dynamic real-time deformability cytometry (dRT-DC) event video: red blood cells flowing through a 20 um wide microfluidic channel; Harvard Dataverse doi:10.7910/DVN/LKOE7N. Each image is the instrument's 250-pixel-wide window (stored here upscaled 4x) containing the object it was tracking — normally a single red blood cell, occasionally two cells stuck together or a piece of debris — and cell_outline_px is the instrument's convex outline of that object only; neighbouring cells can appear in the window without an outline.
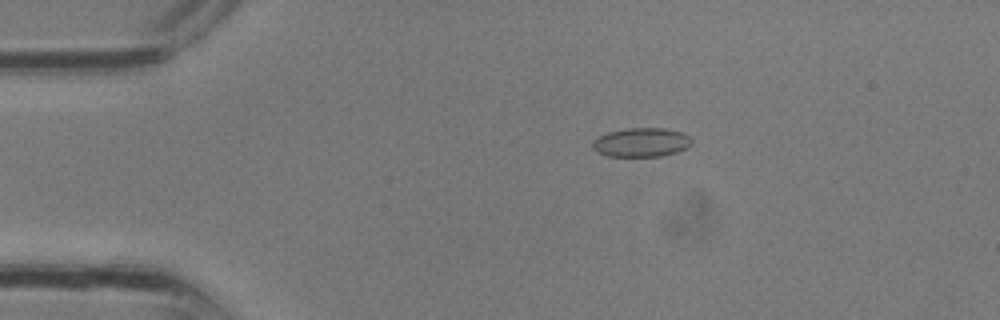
{"species": "common noctule bat (a hibernating species)", "species_latin": "Nyctalus noctula", "temperature_condition": "room temperature", "stored_images_in_passage": 31, "camera_frame_rate_fps": 3000, "um_per_image_px": 0.085, "animal": {"sex": "male", "body_mass_g": 13.3}, "frame": {"image": 1, "passage_image": 6, "time_ms": 1.667, "image_size_px": [1000, 320], "cell_outline_px": [[692, 144], [688, 148], [676, 152], [660, 156], [608, 156], [596, 152], [592, 148], [592, 140], [608, 132], [624, 128], [664, 128], [684, 132], [692, 140]], "centroid_in_image_um": [54.51, 12.09], "position_along_channel_um": 30.5, "area_um2": 16.94}}
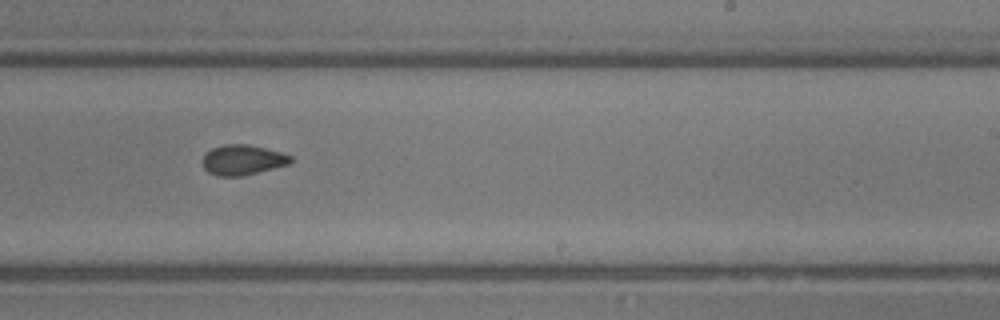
{"frame": {"image": 2, "passage_image": 19, "time_ms": 6.0, "image_size_px": [1000, 320], "cell_outline_px": [[292, 160], [288, 164], [244, 176], [220, 176], [208, 172], [204, 168], [204, 156], [212, 148], [224, 144], [248, 144], [280, 152], [292, 156]], "centroid_in_image_um": [20.63, 13.59], "position_along_channel_um": 268.4, "area_um2": 15.26}}
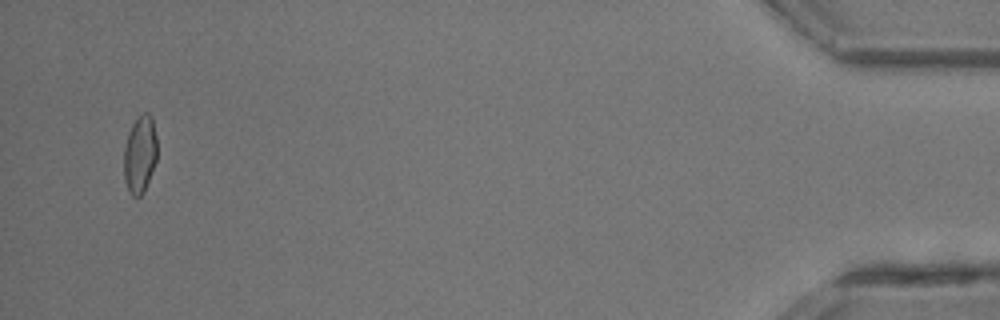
{"frame": {"image": 3, "passage_image": 30, "time_ms": 9.667, "image_size_px": [1000, 320], "cell_outline_px": [[156, 160], [144, 192], [140, 196], [132, 196], [128, 192], [124, 180], [124, 148], [128, 132], [132, 124], [144, 112], [148, 112], [152, 116], [156, 136]], "centroid_in_image_um": [11.88, 13.13], "position_along_channel_um": 423.3, "area_um2": 15.03}}